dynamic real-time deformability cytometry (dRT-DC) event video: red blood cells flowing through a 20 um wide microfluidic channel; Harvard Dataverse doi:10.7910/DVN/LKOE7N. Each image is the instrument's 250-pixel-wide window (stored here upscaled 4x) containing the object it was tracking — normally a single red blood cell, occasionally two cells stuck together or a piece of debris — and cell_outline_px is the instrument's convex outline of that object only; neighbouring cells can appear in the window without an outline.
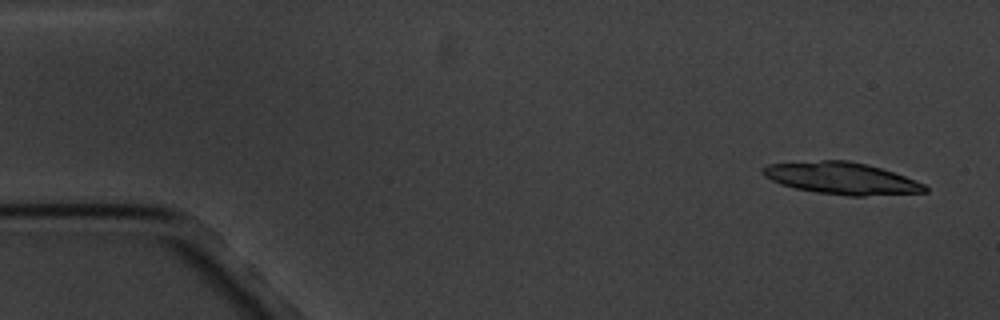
{"species": "common noctule bat (a hibernating species)", "species_latin": "Nyctalus noctula", "temperature_condition": "cold", "stored_images_in_passage": 5, "camera_frame_rate_fps": 3000, "um_per_image_px": 0.085, "animal": {"sex": "male", "body_mass_g": 20.1, "forearm_length_mm": 53.5}, "frame": {"image": 1, "passage_image": 1, "time_ms": 0.0, "image_size_px": [1000, 320], "cell_outline_px": [[928, 192], [864, 196], [848, 196], [816, 192], [796, 188], [780, 184], [764, 176], [760, 172], [760, 168], [768, 164], [820, 160], [848, 160], [868, 164], [904, 176], [924, 184], [928, 188]], "centroid_in_image_um": [71.51, 15.15], "position_along_channel_um": 13.5, "area_um2": 30.17}}